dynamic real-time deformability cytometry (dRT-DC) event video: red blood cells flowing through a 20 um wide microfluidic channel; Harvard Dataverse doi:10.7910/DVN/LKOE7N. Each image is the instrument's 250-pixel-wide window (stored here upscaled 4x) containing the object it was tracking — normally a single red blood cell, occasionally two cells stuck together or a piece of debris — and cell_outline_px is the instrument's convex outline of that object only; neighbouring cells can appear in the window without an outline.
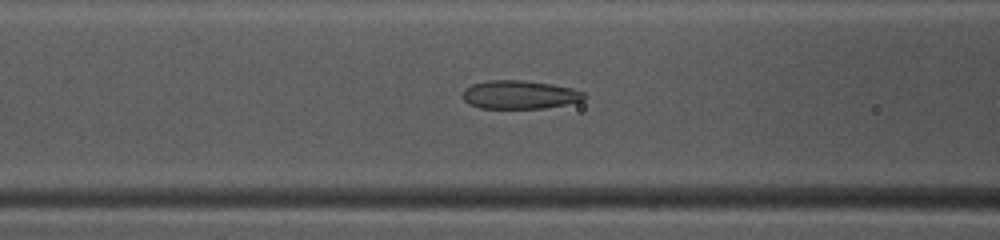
{"species": "common noctule bat (a hibernating species)", "species_latin": "Nyctalus noctula", "temperature_condition": "warm", "stored_images_in_passage": 48, "camera_frame_rate_fps": 3000, "um_per_image_px": 0.085, "animal": {"sex": "female", "body_mass_g": 10.0, "forearm_length_mm": 53.1}, "frame": {"image": 1, "passage_image": 20, "time_ms": 6.333, "image_size_px": [1000, 240], "cell_outline_px": [[588, 96], [584, 100], [544, 108], [480, 108], [468, 104], [464, 100], [464, 88], [472, 84], [488, 80], [520, 80], [552, 84], [572, 88], [584, 92]], "centroid_in_image_um": [44.17, 8.04], "position_along_channel_um": 122.4, "area_um2": 20.11}}
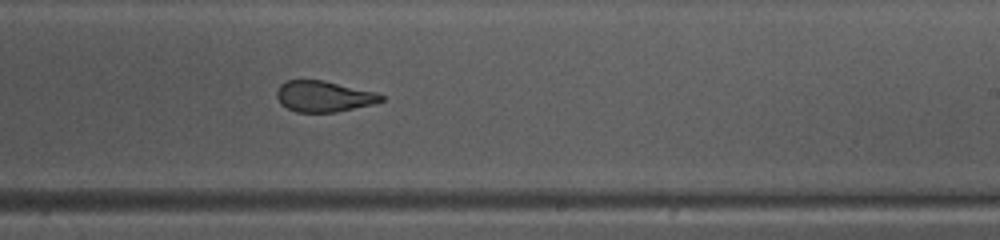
{"frame": {"image": 2, "passage_image": 30, "time_ms": 9.667, "image_size_px": [1000, 240], "cell_outline_px": [[384, 100], [372, 104], [336, 112], [296, 112], [280, 104], [276, 96], [276, 92], [280, 84], [288, 80], [324, 80], [376, 92], [384, 96]], "centroid_in_image_um": [27.5, 8.19], "position_along_channel_um": 261.5, "area_um2": 18.84}}
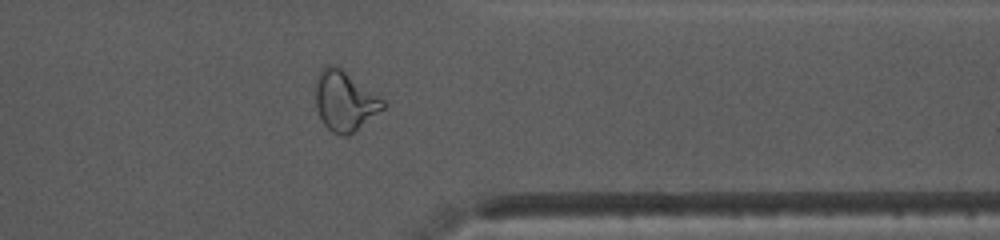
{"frame": {"image": 3, "passage_image": 39, "time_ms": 12.667, "image_size_px": [1000, 240], "cell_outline_px": [[384, 108], [348, 136], [340, 136], [332, 132], [324, 124], [316, 108], [316, 76], [320, 68], [324, 64], [336, 64], [380, 96], [384, 100]], "centroid_in_image_um": [29.27, 8.54], "position_along_channel_um": 382.1, "area_um2": 23.64}, "authors_computed_cell_mechanics": {"area_um2": 22.0218, "velocity_mm_per_s": 4.1689, "shape_relaxation_time_tau1_ms": null, "shape_relaxation_time_tau2_ms": 1.1045, "deformation_change_tau1": null, "deformation_change_tau2": 0.0945}}